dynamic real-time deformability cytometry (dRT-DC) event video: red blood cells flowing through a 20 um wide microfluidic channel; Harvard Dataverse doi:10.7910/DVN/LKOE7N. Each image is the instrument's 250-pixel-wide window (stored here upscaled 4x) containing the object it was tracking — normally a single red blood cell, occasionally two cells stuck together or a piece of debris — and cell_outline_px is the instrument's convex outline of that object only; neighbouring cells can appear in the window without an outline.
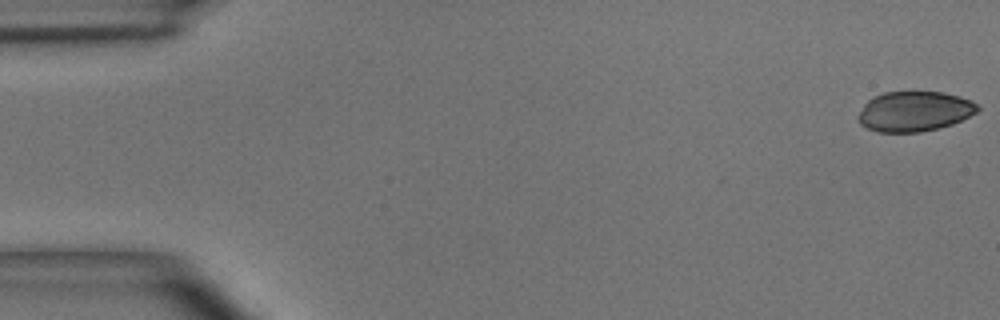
{"species": "common noctule bat (a hibernating species)", "species_latin": "Nyctalus noctula", "temperature_condition": "room temperature", "stored_images_in_passage": 50, "camera_frame_rate_fps": 3000, "um_per_image_px": 0.085, "animal": {"sex": "male", "body_mass_g": 15.6}, "frame": {"image": 1, "passage_image": 1, "time_ms": 0.0, "image_size_px": [1000, 320], "cell_outline_px": [[980, 108], [976, 112], [952, 124], [920, 132], [876, 132], [860, 124], [856, 116], [864, 104], [868, 100], [884, 92], [940, 92], [960, 96], [972, 100]], "centroid_in_image_um": [77.69, 9.47], "position_along_channel_um": 7.3, "area_um2": 27.74}}
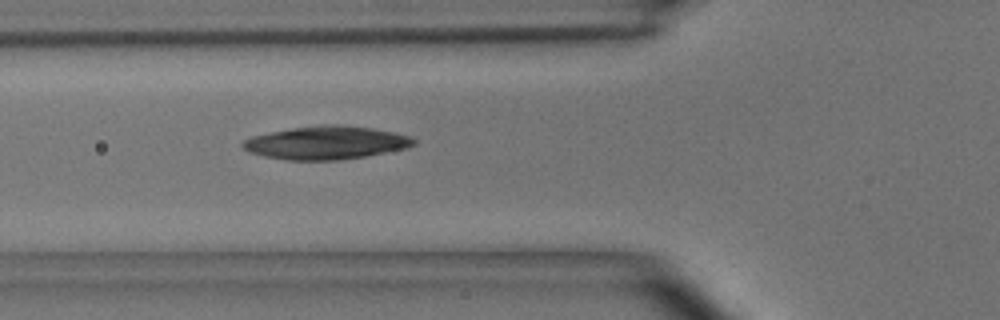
{"frame": {"image": 2, "passage_image": 18, "time_ms": 5.667, "image_size_px": [1000, 320], "cell_outline_px": [[416, 144], [408, 148], [364, 156], [336, 160], [288, 160], [264, 156], [248, 152], [240, 144], [244, 140], [252, 136], [292, 128], [328, 124], [336, 124], [372, 128], [412, 136], [416, 140]], "centroid_in_image_um": [27.74, 12.13], "position_along_channel_um": 98.1, "area_um2": 32.89}}
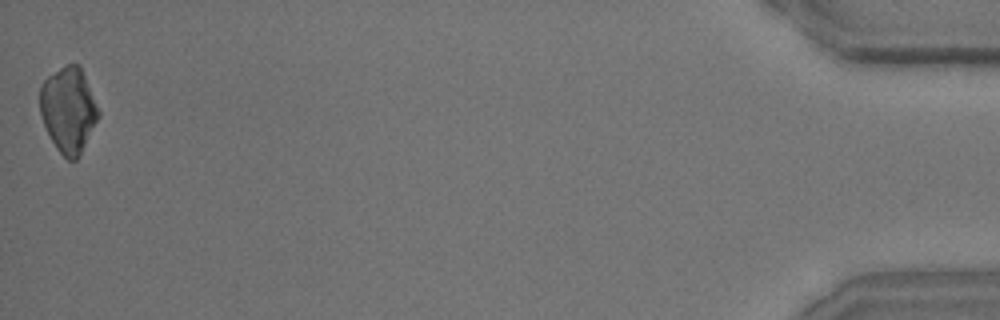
{"frame": {"image": 3, "passage_image": 50, "time_ms": 16.333, "image_size_px": [1000, 320], "cell_outline_px": [[100, 116], [80, 156], [76, 160], [68, 160], [56, 148], [44, 124], [40, 112], [40, 88], [44, 80], [48, 76], [60, 68], [68, 64], [80, 64], [100, 112]], "centroid_in_image_um": [5.84, 9.34], "position_along_channel_um": 429.4, "area_um2": 29.02}}